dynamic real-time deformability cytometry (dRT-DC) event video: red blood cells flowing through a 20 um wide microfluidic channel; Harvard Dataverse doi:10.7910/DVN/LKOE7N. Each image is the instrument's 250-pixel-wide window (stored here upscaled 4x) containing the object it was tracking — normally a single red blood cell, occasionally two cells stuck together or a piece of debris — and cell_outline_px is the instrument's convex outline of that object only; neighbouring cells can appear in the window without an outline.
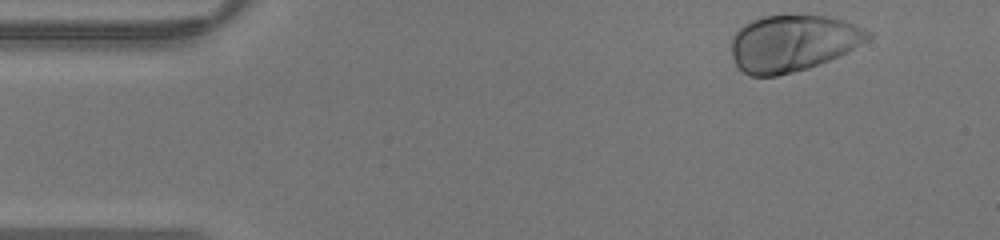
{"species": "human", "species_latin": "Homo sapiens", "temperature_condition": "warm", "stored_images_in_passage": 40, "camera_frame_rate_fps": 3000, "um_per_image_px": 0.085, "donor": {"sex": "male"}, "frame": {"image": 1, "passage_image": 1, "time_ms": 0.0, "image_size_px": [1000, 240], "cell_outline_px": [[872, 36], [852, 48], [820, 64], [808, 68], [776, 76], [748, 76], [736, 68], [732, 56], [732, 36], [744, 24], [752, 20], [764, 16], [828, 16], [844, 20], [864, 28], [872, 32]], "centroid_in_image_um": [67.33, 3.68], "position_along_channel_um": 17.7, "area_um2": 44.68}}
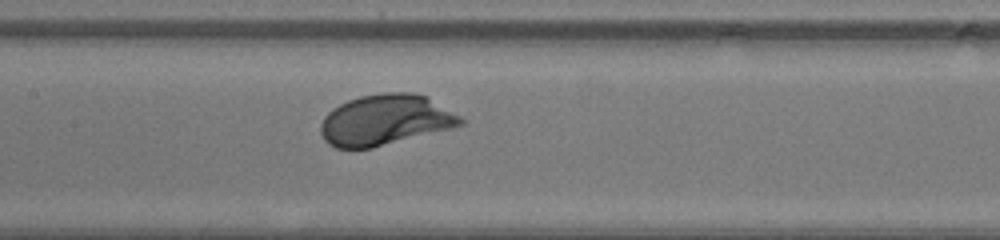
{"frame": {"image": 2, "passage_image": 17, "time_ms": 5.333, "image_size_px": [1000, 240], "cell_outline_px": [[464, 124], [452, 128], [372, 148], [336, 148], [328, 144], [324, 140], [320, 132], [320, 124], [324, 116], [332, 108], [348, 100], [360, 96], [384, 92], [412, 92], [424, 96], [460, 116], [464, 120]], "centroid_in_image_um": [32.7, 10.2], "position_along_channel_um": 174.7, "area_um2": 41.15}}
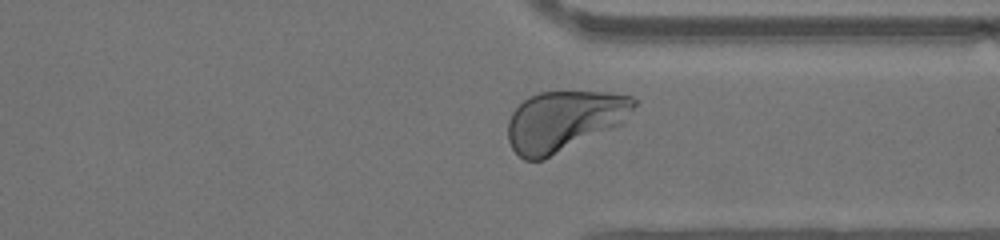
{"frame": {"image": 3, "passage_image": 29, "time_ms": 9.333, "image_size_px": [1000, 240], "cell_outline_px": [[636, 104], [624, 124], [544, 160], [524, 160], [512, 148], [508, 140], [508, 120], [512, 112], [524, 100], [540, 92], [608, 92], [632, 96], [636, 100]], "centroid_in_image_um": [47.98, 10.29], "position_along_channel_um": 363.4, "area_um2": 44.62}}